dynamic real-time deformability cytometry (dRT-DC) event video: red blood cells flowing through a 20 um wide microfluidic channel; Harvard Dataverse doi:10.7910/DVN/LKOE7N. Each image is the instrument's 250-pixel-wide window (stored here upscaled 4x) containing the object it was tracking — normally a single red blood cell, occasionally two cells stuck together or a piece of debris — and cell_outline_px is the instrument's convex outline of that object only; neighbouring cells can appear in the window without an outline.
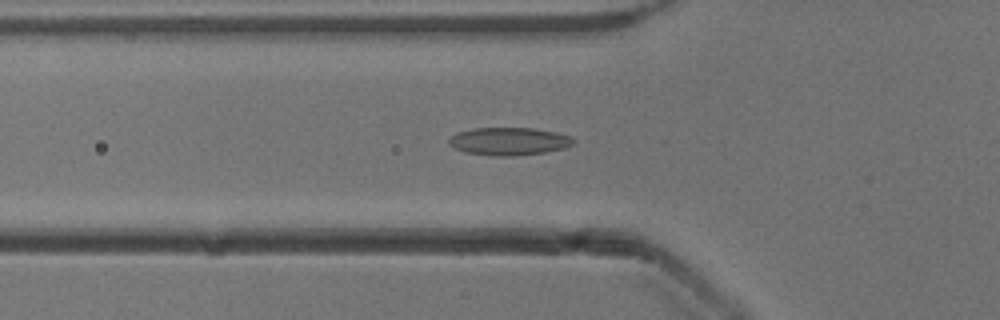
{"species": "common noctule bat (a hibernating species)", "species_latin": "Nyctalus noctula", "temperature_condition": "cold", "stored_images_in_passage": 52, "camera_frame_rate_fps": 3000, "um_per_image_px": 0.085, "animal": {"sex": "male", "body_mass_g": 13.3}, "frame": {"image": 1, "passage_image": 18, "time_ms": 5.667, "image_size_px": [1000, 320], "cell_outline_px": [[576, 144], [564, 148], [544, 152], [512, 156], [492, 156], [464, 152], [448, 144], [448, 140], [456, 132], [472, 128], [532, 128], [556, 132], [572, 136], [576, 140]], "centroid_in_image_um": [43.28, 12.01], "position_along_channel_um": 82.5, "area_um2": 20.35}}
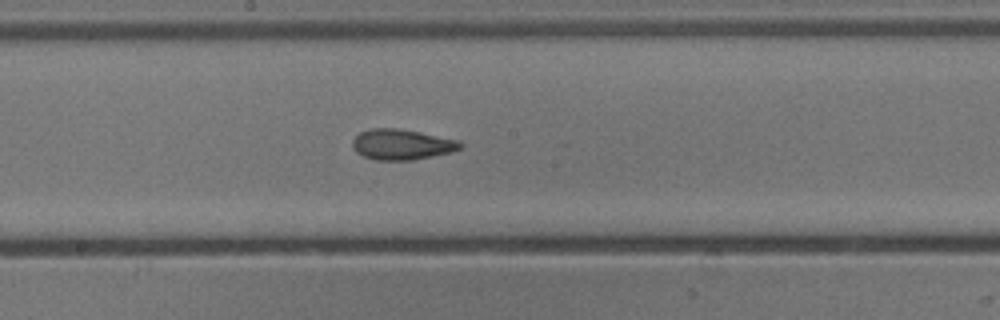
{"frame": {"image": 2, "passage_image": 28, "time_ms": 9.0, "image_size_px": [1000, 320], "cell_outline_px": [[464, 144], [460, 148], [452, 152], [412, 160], [376, 160], [364, 156], [356, 152], [352, 148], [352, 140], [360, 132], [372, 128], [400, 128], [460, 140]], "centroid_in_image_um": [34.16, 12.27], "position_along_channel_um": 214.0, "area_um2": 19.31}}
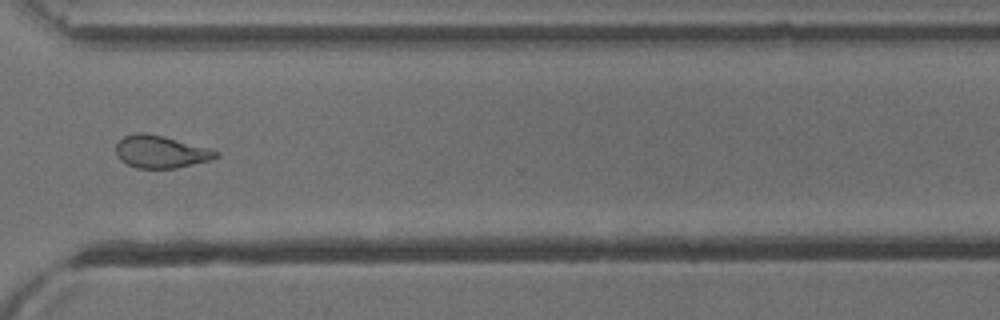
{"frame": {"image": 3, "passage_image": 39, "time_ms": 12.667, "image_size_px": [1000, 320], "cell_outline_px": [[220, 156], [212, 160], [176, 168], [136, 168], [120, 160], [116, 152], [116, 144], [124, 136], [136, 132], [144, 132], [164, 136], [208, 148], [220, 152]], "centroid_in_image_um": [13.68, 12.9], "position_along_channel_um": 356.9, "area_um2": 18.96}, "authors_computed_cell_mechanics": {"area_um2": 19.3919, "velocity_mm_per_s": 3.9122, "shape_relaxation_time_tau1_ms": 9.3419, "shape_relaxation_time_tau2_ms": 1.6987, "deformation_change_tau1": 0.185, "deformation_change_tau2": 0.0743}}